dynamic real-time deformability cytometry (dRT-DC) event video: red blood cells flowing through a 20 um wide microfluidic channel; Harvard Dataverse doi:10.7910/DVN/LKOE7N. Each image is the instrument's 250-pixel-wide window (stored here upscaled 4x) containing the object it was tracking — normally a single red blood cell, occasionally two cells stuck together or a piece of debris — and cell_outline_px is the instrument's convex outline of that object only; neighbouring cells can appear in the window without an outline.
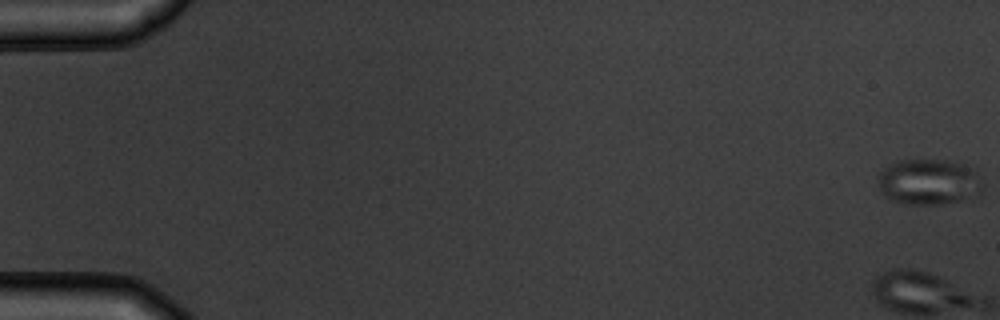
{"species": "common noctule bat (a hibernating species)", "species_latin": "Nyctalus noctula", "temperature_condition": "warm", "stored_images_in_passage": 6, "camera_frame_rate_fps": 3000, "um_per_image_px": 0.085, "animal": {"sex": "male", "body_mass_g": 19.5, "forearm_length_mm": 54.6}, "frame": {"image": 1, "passage_image": 1, "time_ms": 0.0, "image_size_px": [1000, 320], "cell_outline_px": [[984, 188], [980, 196], [964, 200], [940, 204], [904, 204], [892, 200], [884, 196], [880, 188], [880, 172], [888, 164], [896, 160], [948, 160], [964, 164], [972, 168], [980, 176], [984, 184]], "centroid_in_image_um": [79.02, 15.47], "position_along_channel_um": 6.0, "area_um2": 28.38}}